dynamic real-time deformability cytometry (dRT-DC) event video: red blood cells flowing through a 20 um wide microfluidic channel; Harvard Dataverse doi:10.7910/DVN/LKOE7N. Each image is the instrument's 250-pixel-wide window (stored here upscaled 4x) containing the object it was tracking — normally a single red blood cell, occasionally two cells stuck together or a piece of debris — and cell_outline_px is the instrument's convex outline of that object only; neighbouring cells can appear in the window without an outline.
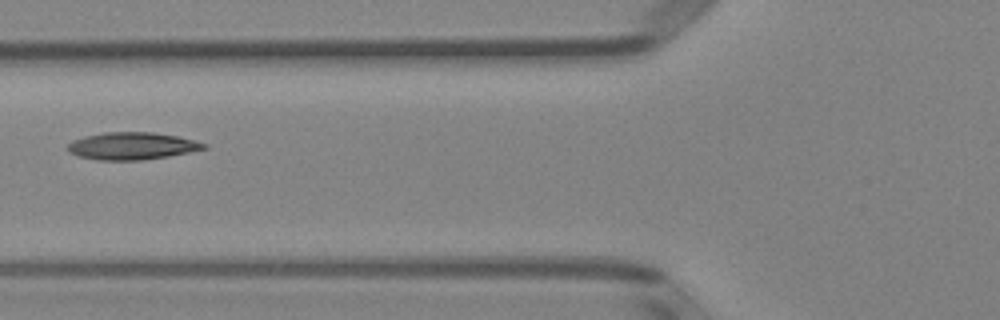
{"species": "Egyptian fruit bat (a non-hibernating species)", "species_latin": "Rousettus aegyptiacus", "temperature_condition": "room temperature", "stored_images_in_passage": 6, "camera_frame_rate_fps": 3000, "um_per_image_px": 0.085, "animal": {"sex": "female"}, "frame": {"image": 1, "passage_image": 6, "time_ms": 5.667, "image_size_px": [1000, 320], "cell_outline_px": [[208, 148], [168, 156], [144, 160], [96, 160], [80, 156], [68, 152], [68, 144], [72, 140], [84, 136], [104, 132], [152, 132], [176, 136], [208, 144]], "centroid_in_image_um": [11.2, 12.41], "position_along_channel_um": 114.6, "area_um2": 21.62}}